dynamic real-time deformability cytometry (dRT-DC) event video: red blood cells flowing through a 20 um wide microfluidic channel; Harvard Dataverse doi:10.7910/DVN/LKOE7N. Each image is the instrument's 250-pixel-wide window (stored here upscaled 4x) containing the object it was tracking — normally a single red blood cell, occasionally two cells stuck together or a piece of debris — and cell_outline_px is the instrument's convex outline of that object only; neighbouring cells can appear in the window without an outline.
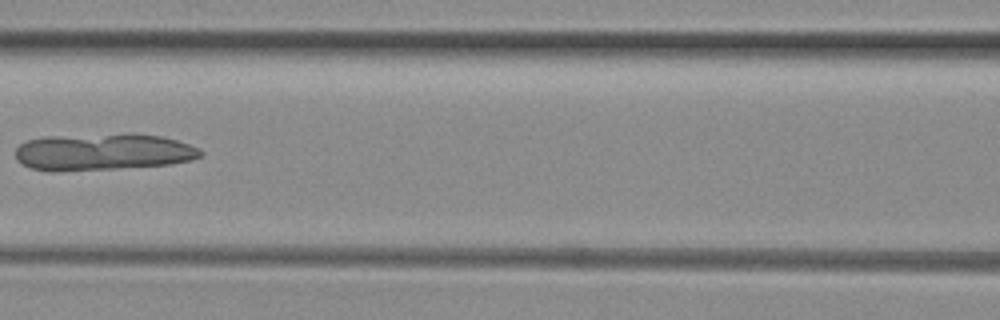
{"species": "common noctule bat (a hibernating species)", "species_latin": "Nyctalus noctula", "temperature_condition": "room temperature", "stored_images_in_passage": 3, "camera_frame_rate_fps": 3000, "um_per_image_px": 0.085, "animal": {"sex": "female", "body_mass_g": 29.2, "forearm_length_mm": 56.3}, "frame": {"image": 1, "passage_image": 3, "time_ms": 0.667, "image_size_px": [1000, 320], "cell_outline_px": [[204, 152], [200, 156], [192, 160], [172, 164], [116, 168], [52, 172], [48, 172], [32, 168], [16, 160], [16, 148], [20, 144], [28, 140], [44, 136], [124, 132], [132, 132], [160, 136], [176, 140], [188, 144]], "centroid_in_image_um": [8.73, 12.89], "position_along_channel_um": 157.9, "area_um2": 40.4}}